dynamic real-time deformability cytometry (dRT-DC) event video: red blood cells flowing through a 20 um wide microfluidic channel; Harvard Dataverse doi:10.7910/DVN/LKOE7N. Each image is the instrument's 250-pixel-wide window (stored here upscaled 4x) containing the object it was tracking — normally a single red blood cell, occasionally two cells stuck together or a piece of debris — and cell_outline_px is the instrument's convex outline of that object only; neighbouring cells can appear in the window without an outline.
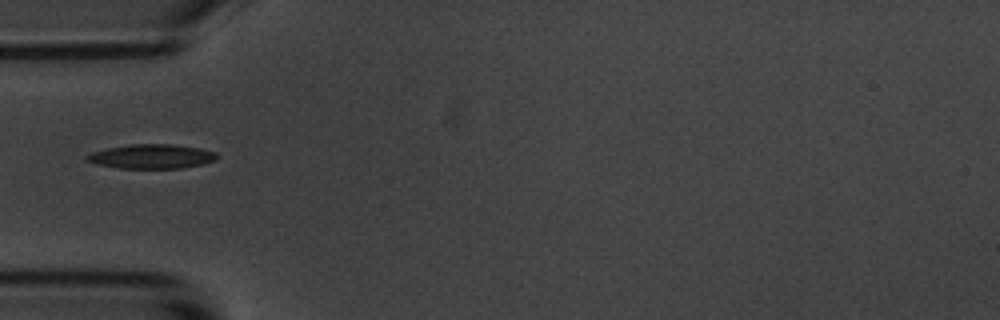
{"species": "common noctule bat (a hibernating species)", "species_latin": "Nyctalus noctula", "temperature_condition": "room temperature", "stored_images_in_passage": 11, "camera_frame_rate_fps": 3000, "um_per_image_px": 0.085, "animal": {"sex": "male", "body_mass_g": 20.1, "forearm_length_mm": 53.5}, "frame": {"image": 1, "passage_image": 1, "time_ms": 0.0, "image_size_px": [1000, 320], "cell_outline_px": [[216, 160], [184, 168], [120, 168], [96, 164], [88, 160], [88, 156], [92, 152], [108, 148], [132, 144], [172, 144], [200, 148], [216, 152]], "centroid_in_image_um": [12.92, 13.29], "position_along_channel_um": 72.1, "area_um2": 18.15}}
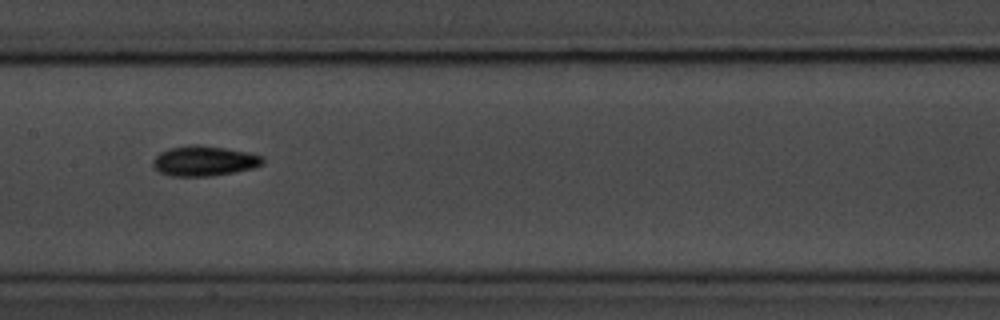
{"frame": {"image": 2, "passage_image": 4, "time_ms": 3.333, "image_size_px": [1000, 320], "cell_outline_px": [[264, 164], [252, 168], [212, 176], [172, 176], [160, 172], [152, 164], [152, 160], [160, 152], [168, 148], [188, 144], [196, 144], [224, 148], [248, 152], [264, 156]], "centroid_in_image_um": [17.35, 13.66], "position_along_channel_um": 190.1, "area_um2": 19.31}}